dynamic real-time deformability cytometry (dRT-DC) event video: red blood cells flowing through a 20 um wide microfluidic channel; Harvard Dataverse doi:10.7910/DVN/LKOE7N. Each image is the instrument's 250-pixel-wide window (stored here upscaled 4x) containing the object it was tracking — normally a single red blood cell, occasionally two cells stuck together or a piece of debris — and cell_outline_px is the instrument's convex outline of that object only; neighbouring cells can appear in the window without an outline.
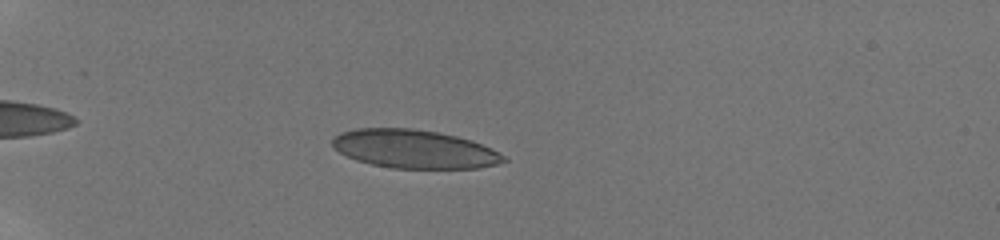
{"species": "human", "species_latin": "Homo sapiens", "temperature_condition": "room temperature", "stored_images_in_passage": 10, "camera_frame_rate_fps": 3000, "um_per_image_px": 0.085, "donor": {"sex": "male"}, "frame": {"image": 1, "passage_image": 7, "time_ms": 4.0, "image_size_px": [1000, 240], "cell_outline_px": [[508, 160], [496, 164], [476, 168], [392, 168], [372, 164], [356, 160], [340, 152], [332, 144], [332, 136], [340, 132], [356, 128], [412, 128], [436, 132], [456, 136], [472, 140], [492, 148], [504, 156]], "centroid_in_image_um": [35.2, 12.66], "position_along_channel_um": 49.8, "area_um2": 38.32}}
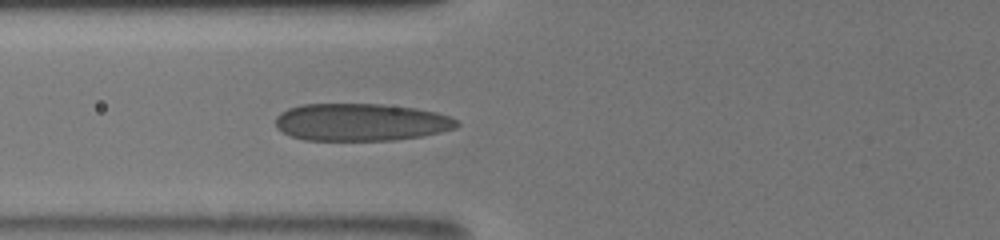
{"frame": {"image": 2, "passage_image": 10, "time_ms": 6.333, "image_size_px": [1000, 240], "cell_outline_px": [[460, 124], [456, 128], [440, 132], [420, 136], [392, 140], [304, 140], [292, 136], [276, 128], [276, 116], [280, 112], [288, 108], [300, 104], [384, 104], [416, 108], [436, 112], [448, 116], [456, 120]], "centroid_in_image_um": [30.66, 10.38], "position_along_channel_um": 95.1, "area_um2": 39.59}}